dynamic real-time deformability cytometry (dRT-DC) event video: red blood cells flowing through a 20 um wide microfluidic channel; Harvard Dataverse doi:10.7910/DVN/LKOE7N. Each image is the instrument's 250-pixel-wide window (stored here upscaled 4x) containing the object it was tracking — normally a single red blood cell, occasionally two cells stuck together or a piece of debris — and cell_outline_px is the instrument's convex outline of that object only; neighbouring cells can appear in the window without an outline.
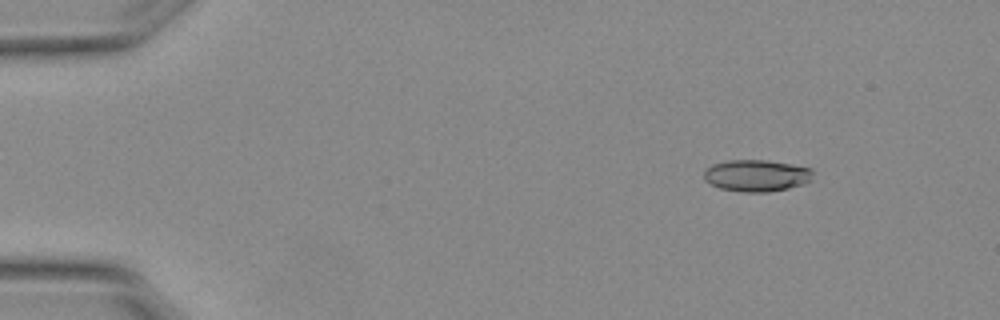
{"species": "Egyptian fruit bat (a non-hibernating species)", "species_latin": "Rousettus aegyptiacus", "temperature_condition": "warm", "stored_images_in_passage": 4, "camera_frame_rate_fps": 3000, "um_per_image_px": 0.085, "animal": {"sex": "female"}, "frame": {"image": 1, "passage_image": 2, "time_ms": 0.333, "image_size_px": [1000, 320], "cell_outline_px": [[812, 180], [804, 184], [788, 188], [768, 192], [744, 192], [720, 188], [704, 180], [704, 172], [712, 164], [728, 160], [768, 160], [812, 168]], "centroid_in_image_um": [64.32, 14.92], "position_along_channel_um": 20.7, "area_um2": 20.17}}
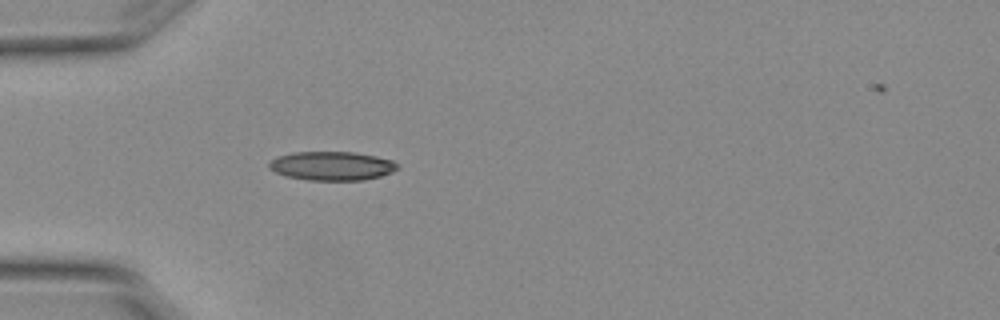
{"frame": {"image": 2, "passage_image": 4, "time_ms": 1.0, "image_size_px": [1000, 320], "cell_outline_px": [[400, 168], [392, 172], [380, 176], [364, 180], [308, 180], [284, 176], [268, 168], [268, 164], [276, 156], [292, 152], [352, 152], [376, 156], [392, 160]], "centroid_in_image_um": [28.18, 14.1], "position_along_channel_um": 56.8, "area_um2": 21.68}}